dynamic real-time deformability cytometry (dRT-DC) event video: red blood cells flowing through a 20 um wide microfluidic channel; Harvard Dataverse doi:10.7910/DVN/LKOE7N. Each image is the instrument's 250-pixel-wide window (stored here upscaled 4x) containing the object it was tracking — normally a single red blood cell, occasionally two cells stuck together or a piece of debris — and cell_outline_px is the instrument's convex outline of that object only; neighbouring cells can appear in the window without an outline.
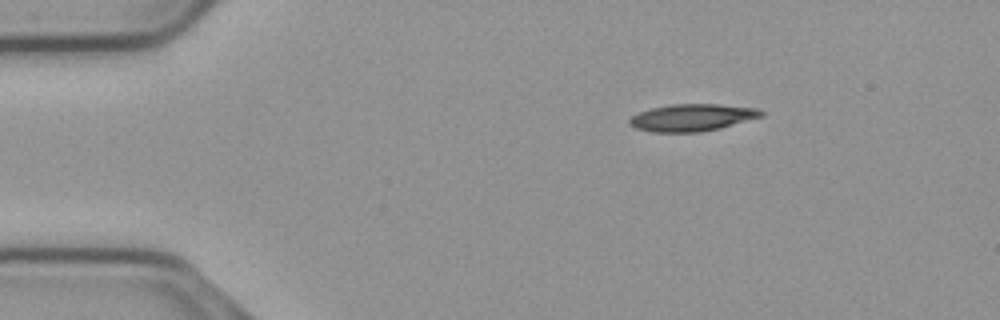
{"species": "common noctule bat (a hibernating species)", "species_latin": "Nyctalus noctula", "temperature_condition": "cold", "stored_images_in_passage": 47, "camera_frame_rate_fps": 3000, "um_per_image_px": 0.085, "animal": {"sex": "male", "body_mass_g": 23.1, "forearm_length_mm": 52.7}, "frame": {"image": 1, "passage_image": 1, "time_ms": 0.0, "image_size_px": [1000, 320], "cell_outline_px": [[764, 116], [720, 128], [700, 132], [652, 132], [636, 128], [628, 124], [628, 120], [632, 116], [640, 112], [652, 108], [672, 104], [720, 104], [756, 108], [764, 112]], "centroid_in_image_um": [58.84, 9.99], "position_along_channel_um": 26.2, "area_um2": 20.81}}
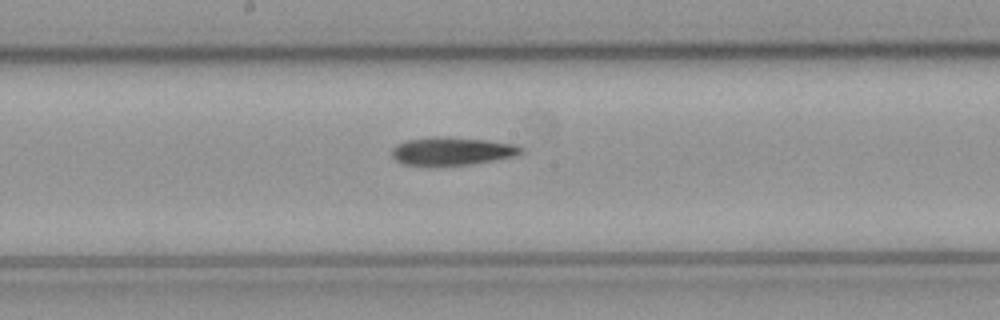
{"frame": {"image": 2, "passage_image": 21, "time_ms": 6.667, "image_size_px": [1000, 320], "cell_outline_px": [[524, 152], [512, 156], [492, 160], [468, 164], [404, 164], [396, 160], [392, 156], [392, 148], [396, 144], [408, 140], [432, 136], [436, 136], [484, 140], [512, 144], [524, 148]], "centroid_in_image_um": [38.39, 12.82], "position_along_channel_um": 209.8, "area_um2": 20.4}}
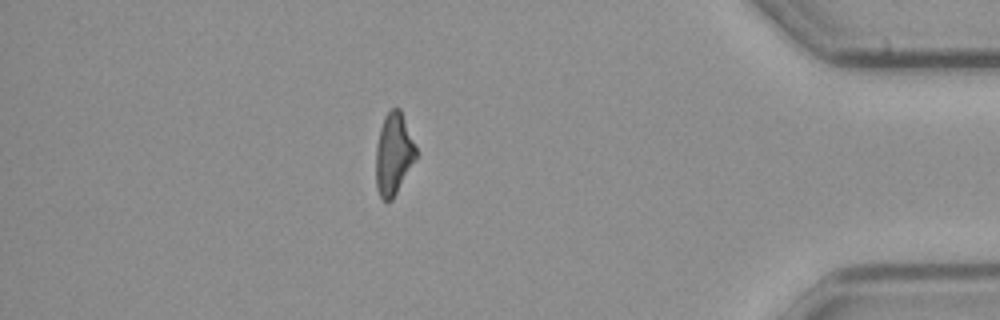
{"frame": {"image": 3, "passage_image": 40, "time_ms": 13.0, "image_size_px": [1000, 320], "cell_outline_px": [[420, 152], [416, 160], [392, 200], [384, 200], [380, 196], [376, 188], [376, 148], [380, 128], [384, 116], [392, 108], [400, 108]], "centroid_in_image_um": [33.5, 13.07], "position_along_channel_um": 401.7, "area_um2": 19.54}, "authors_computed_cell_mechanics": {"area_um2": 20.4612, "velocity_mm_per_s": 3.7236, "shape_relaxation_time_tau1_ms": 9.8144, "shape_relaxation_time_tau2_ms": null, "deformation_change_tau1": 0.2388, "deformation_change_tau2": null}}